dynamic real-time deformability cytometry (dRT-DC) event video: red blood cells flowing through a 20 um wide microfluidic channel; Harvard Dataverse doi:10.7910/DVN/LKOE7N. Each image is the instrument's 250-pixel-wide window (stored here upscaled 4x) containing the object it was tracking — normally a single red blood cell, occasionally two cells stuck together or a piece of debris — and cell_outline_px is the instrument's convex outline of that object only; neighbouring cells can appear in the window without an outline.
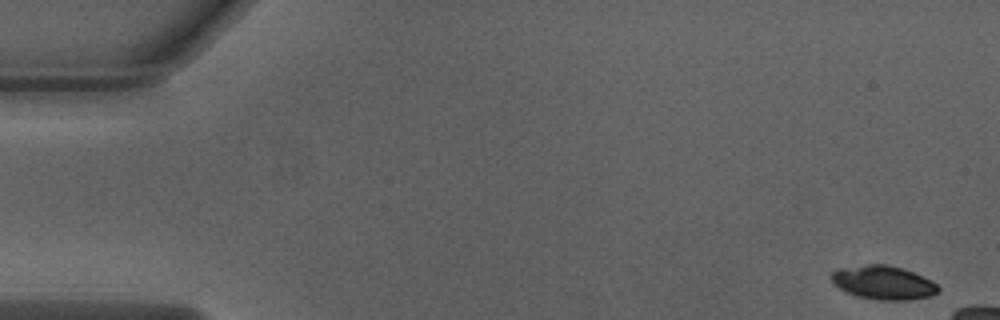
{"species": "Egyptian fruit bat (a non-hibernating species)", "species_latin": "Rousettus aegyptiacus", "temperature_condition": "warm", "stored_images_in_passage": 10, "camera_frame_rate_fps": 3000, "um_per_image_px": 0.085, "animal": {"sex": "male"}, "frame": {"image": 1, "passage_image": 1, "time_ms": 0.0, "image_size_px": [1000, 320], "cell_outline_px": [[940, 288], [932, 296], [904, 300], [876, 300], [856, 296], [840, 288], [832, 280], [832, 272], [840, 268], [868, 264], [888, 264], [912, 272], [932, 280]], "centroid_in_image_um": [75.1, 24.02], "position_along_channel_um": 9.9, "area_um2": 20.75}}